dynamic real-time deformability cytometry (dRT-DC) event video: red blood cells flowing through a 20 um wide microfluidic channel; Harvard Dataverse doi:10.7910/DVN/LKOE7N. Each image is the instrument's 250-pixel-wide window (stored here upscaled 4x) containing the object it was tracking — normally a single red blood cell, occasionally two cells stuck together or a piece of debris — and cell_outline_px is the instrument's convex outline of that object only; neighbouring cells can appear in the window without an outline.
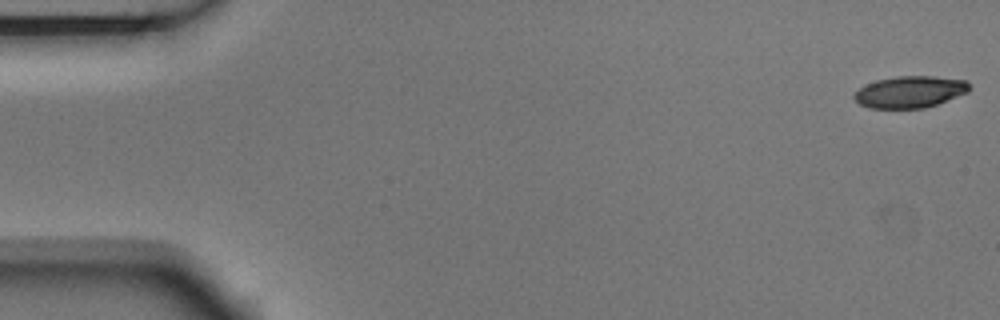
{"species": "Egyptian fruit bat (a non-hibernating species)", "species_latin": "Rousettus aegyptiacus", "temperature_condition": "room temperature", "stored_images_in_passage": 6, "camera_frame_rate_fps": 3000, "um_per_image_px": 0.085, "animal": {"sex": "male"}, "frame": {"image": 1, "passage_image": 1, "time_ms": 0.0, "image_size_px": [1000, 320], "cell_outline_px": [[968, 92], [936, 104], [924, 108], [868, 108], [860, 104], [852, 96], [860, 88], [876, 80], [900, 76], [932, 76], [964, 80], [968, 84]], "centroid_in_image_um": [77.32, 7.81], "position_along_channel_um": 7.7, "area_um2": 20.92}}
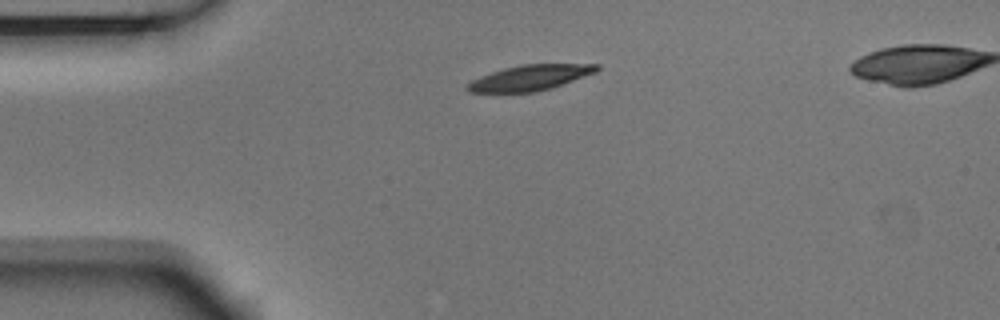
{"frame": {"image": 2, "passage_image": 6, "time_ms": 1.667, "image_size_px": [1000, 320], "cell_outline_px": [[600, 68], [596, 72], [552, 88], [536, 92], [468, 92], [464, 88], [472, 80], [480, 76], [504, 68], [520, 64], [600, 64]], "centroid_in_image_um": [45.06, 6.6], "position_along_channel_um": 39.9, "area_um2": 19.19}}